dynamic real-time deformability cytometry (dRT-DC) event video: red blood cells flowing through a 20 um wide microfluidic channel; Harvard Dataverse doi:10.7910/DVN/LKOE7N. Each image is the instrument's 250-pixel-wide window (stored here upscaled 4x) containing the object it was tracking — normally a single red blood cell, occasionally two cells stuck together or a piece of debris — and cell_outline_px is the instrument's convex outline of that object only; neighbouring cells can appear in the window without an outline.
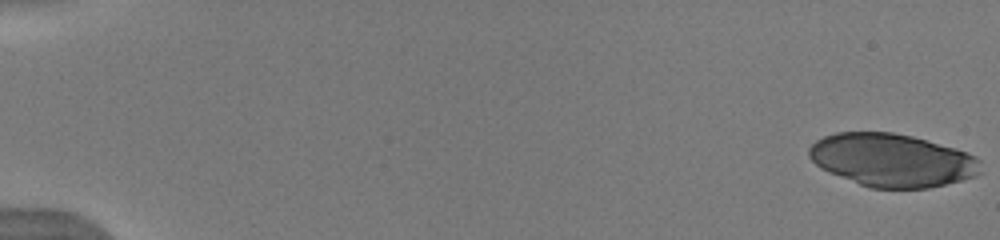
{"species": "human", "species_latin": "Homo sapiens", "temperature_condition": "warm", "stored_images_in_passage": 52, "camera_frame_rate_fps": 3000, "um_per_image_px": 0.085, "donor": {"sex": "male"}, "frame": {"image": 1, "passage_image": 1, "time_ms": 0.0, "image_size_px": [1000, 240], "cell_outline_px": [[980, 172], [976, 176], [928, 188], [868, 188], [828, 172], [820, 168], [808, 156], [808, 148], [816, 140], [824, 136], [836, 132], [892, 132], [912, 136], [952, 148], [976, 156], [980, 160]], "centroid_in_image_um": [75.77, 13.62], "position_along_channel_um": 9.2, "area_um2": 52.89}}
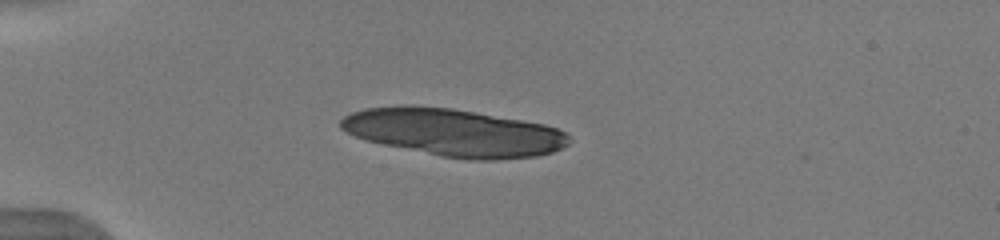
{"frame": {"image": 2, "passage_image": 15, "time_ms": 4.667, "image_size_px": [1000, 240], "cell_outline_px": [[572, 140], [568, 144], [552, 152], [536, 156], [492, 160], [472, 160], [440, 156], [384, 144], [368, 140], [356, 136], [340, 128], [340, 120], [344, 116], [352, 112], [364, 108], [452, 108], [544, 124], [556, 128], [564, 132]], "centroid_in_image_um": [38.64, 11.29], "position_along_channel_um": 46.4, "area_um2": 61.61}}
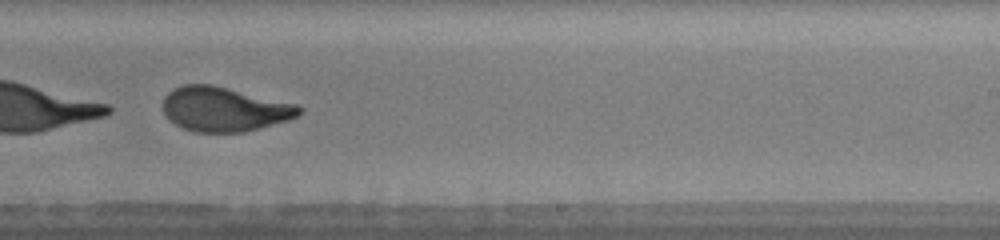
{"frame": {"image": 3, "passage_image": 35, "time_ms": 11.333, "image_size_px": [1000, 240], "cell_outline_px": [[304, 112], [288, 120], [244, 132], [192, 132], [168, 120], [164, 112], [164, 96], [168, 92], [184, 84], [212, 84], [296, 104], [304, 108]], "centroid_in_image_um": [19.06, 9.28], "position_along_channel_um": 269.9, "area_um2": 35.2}}